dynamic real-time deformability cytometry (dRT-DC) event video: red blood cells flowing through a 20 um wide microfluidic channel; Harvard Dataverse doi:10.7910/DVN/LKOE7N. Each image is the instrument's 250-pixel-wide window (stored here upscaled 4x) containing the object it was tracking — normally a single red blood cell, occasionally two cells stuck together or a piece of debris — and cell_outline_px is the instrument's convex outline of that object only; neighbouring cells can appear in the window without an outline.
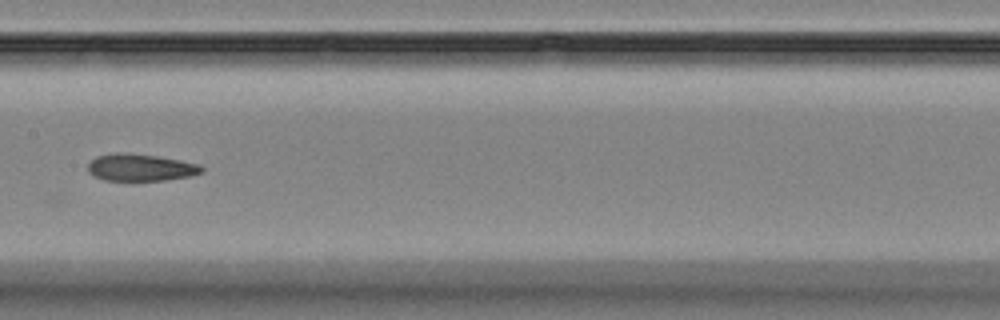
{"species": "Egyptian fruit bat (a non-hibernating species)", "species_latin": "Rousettus aegyptiacus", "temperature_condition": "room temperature", "stored_images_in_passage": 9, "camera_frame_rate_fps": 3000, "um_per_image_px": 0.085, "animal": {"sex": "female"}, "frame": {"image": 1, "passage_image": 7, "time_ms": 6.667, "image_size_px": [1000, 320], "cell_outline_px": [[204, 172], [192, 176], [164, 180], [104, 180], [92, 176], [88, 172], [88, 164], [96, 156], [112, 152], [120, 152], [156, 156], [180, 160], [200, 164], [204, 168]], "centroid_in_image_um": [11.95, 14.23], "position_along_channel_um": 195.5, "area_um2": 18.09}}
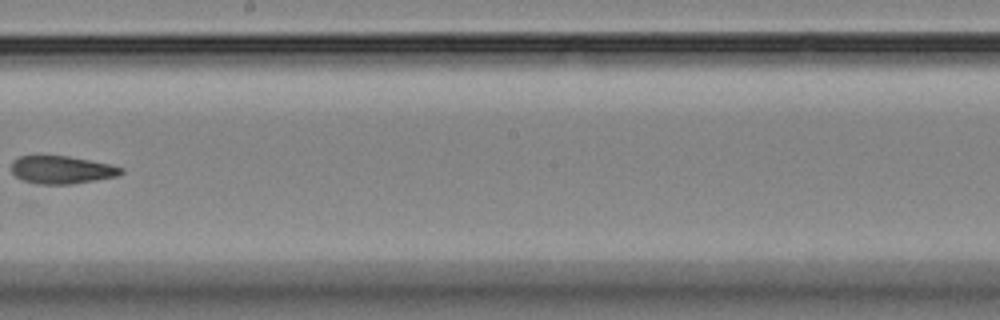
{"frame": {"image": 2, "passage_image": 8, "time_ms": 8.0, "image_size_px": [1000, 320], "cell_outline_px": [[124, 172], [116, 176], [96, 180], [72, 184], [36, 184], [24, 180], [16, 176], [12, 172], [12, 160], [20, 156], [68, 156], [112, 164], [124, 168]], "centroid_in_image_um": [5.27, 14.43], "position_along_channel_um": 242.9, "area_um2": 17.8}}
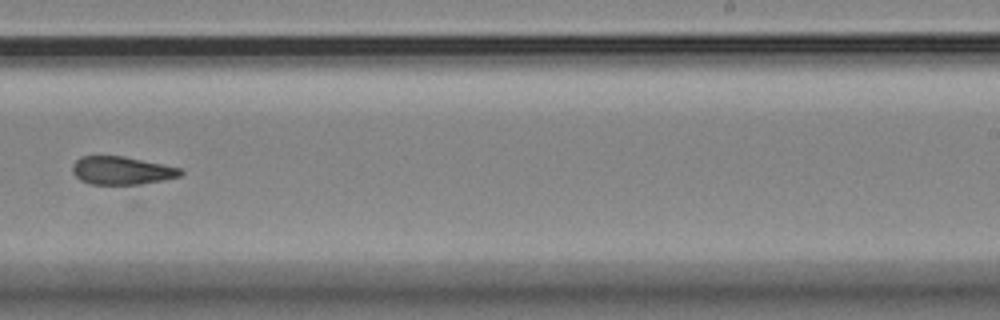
{"frame": {"image": 3, "passage_image": 9, "time_ms": 9.0, "image_size_px": [1000, 320], "cell_outline_px": [[184, 172], [180, 176], [164, 180], [140, 184], [92, 184], [80, 180], [72, 172], [72, 164], [80, 156], [124, 156], [180, 168]], "centroid_in_image_um": [10.33, 14.49], "position_along_channel_um": 278.7, "area_um2": 17.63}}